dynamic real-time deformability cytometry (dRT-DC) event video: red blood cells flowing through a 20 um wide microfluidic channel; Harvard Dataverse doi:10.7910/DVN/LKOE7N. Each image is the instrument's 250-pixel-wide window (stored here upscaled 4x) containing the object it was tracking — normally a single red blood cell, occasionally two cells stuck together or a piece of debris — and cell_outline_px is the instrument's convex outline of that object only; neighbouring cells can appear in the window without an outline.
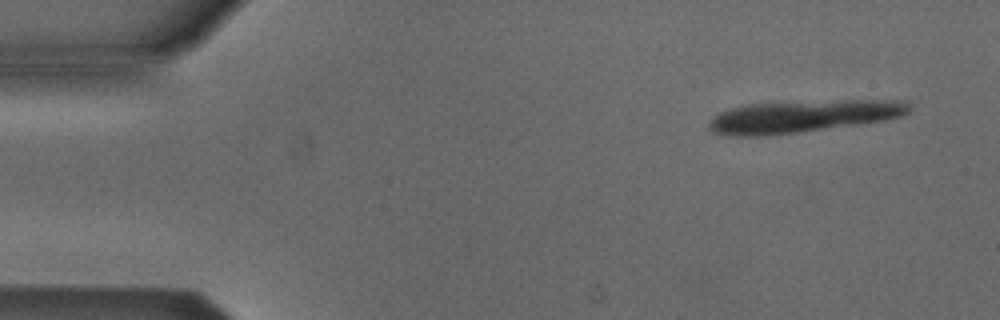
{"species": "Egyptian fruit bat (a non-hibernating species)", "species_latin": "Rousettus aegyptiacus", "temperature_condition": "cold", "stored_images_in_passage": 4, "camera_frame_rate_fps": 3000, "um_per_image_px": 0.085, "animal": {"sex": "male"}, "frame": {"image": 1, "passage_image": 1, "time_ms": 0.0, "image_size_px": [1000, 320], "cell_outline_px": [[912, 108], [908, 112], [900, 116], [880, 120], [800, 132], [764, 136], [732, 136], [712, 132], [708, 128], [708, 124], [712, 116], [720, 112], [732, 108], [748, 104], [848, 100], [904, 100], [912, 104]], "centroid_in_image_um": [68.21, 9.89], "position_along_channel_um": 16.8, "area_um2": 37.17}}